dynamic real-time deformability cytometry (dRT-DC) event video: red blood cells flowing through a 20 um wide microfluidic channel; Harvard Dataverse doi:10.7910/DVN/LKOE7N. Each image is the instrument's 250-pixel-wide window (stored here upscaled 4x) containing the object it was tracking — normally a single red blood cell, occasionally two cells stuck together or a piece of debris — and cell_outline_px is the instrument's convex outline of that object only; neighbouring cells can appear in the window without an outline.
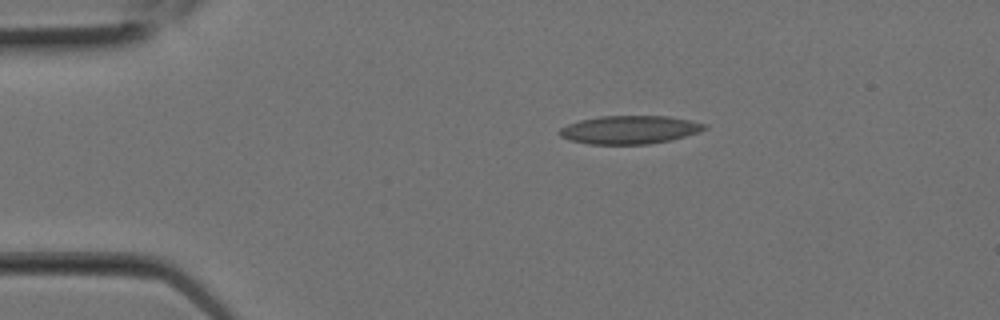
{"species": "Egyptian fruit bat (a non-hibernating species)", "species_latin": "Rousettus aegyptiacus", "temperature_condition": "room temperature", "stored_images_in_passage": 1, "camera_frame_rate_fps": 3000, "um_per_image_px": 0.085, "animal": {"sex": "female"}, "frame": {"image": 1, "passage_image": 1, "time_ms": 0.0, "image_size_px": [1000, 320], "cell_outline_px": [[708, 128], [700, 132], [672, 140], [648, 144], [588, 144], [568, 140], [560, 136], [560, 128], [568, 124], [580, 120], [600, 116], [668, 116], [708, 124]], "centroid_in_image_um": [53.54, 11.03], "position_along_channel_um": 31.5, "area_um2": 23.99}}